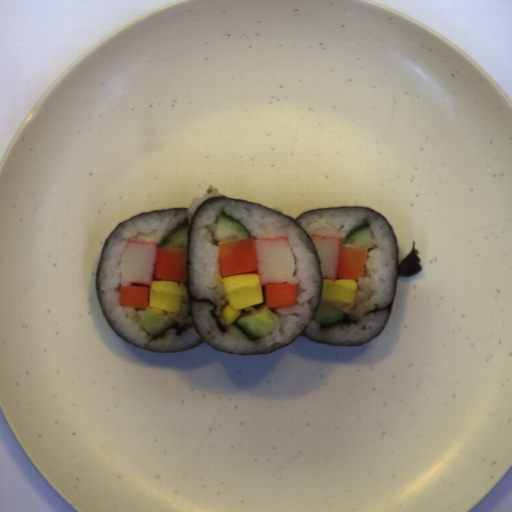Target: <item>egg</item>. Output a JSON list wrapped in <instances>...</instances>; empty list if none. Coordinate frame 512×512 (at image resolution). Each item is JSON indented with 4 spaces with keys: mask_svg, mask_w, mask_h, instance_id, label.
<instances>
[{
    "mask_svg": "<svg viewBox=\"0 0 512 512\" xmlns=\"http://www.w3.org/2000/svg\"><path fill=\"white\" fill-rule=\"evenodd\" d=\"M225 296L234 310H240L265 303L264 287L258 270L222 279Z\"/></svg>",
    "mask_w": 512,
    "mask_h": 512,
    "instance_id": "d2b9013d",
    "label": "egg"
},
{
    "mask_svg": "<svg viewBox=\"0 0 512 512\" xmlns=\"http://www.w3.org/2000/svg\"><path fill=\"white\" fill-rule=\"evenodd\" d=\"M187 287L184 282L153 279L149 291V308H158L170 313L180 309Z\"/></svg>",
    "mask_w": 512,
    "mask_h": 512,
    "instance_id": "2799bb9f",
    "label": "egg"
},
{
    "mask_svg": "<svg viewBox=\"0 0 512 512\" xmlns=\"http://www.w3.org/2000/svg\"><path fill=\"white\" fill-rule=\"evenodd\" d=\"M358 291V281L323 278L321 300L324 302L353 303Z\"/></svg>",
    "mask_w": 512,
    "mask_h": 512,
    "instance_id": "db1cbce2",
    "label": "egg"
}]
</instances>
